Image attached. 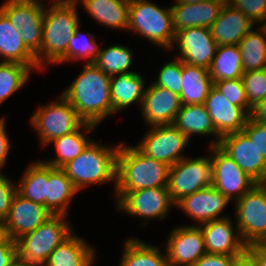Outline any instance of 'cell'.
<instances>
[{"label": "cell", "mask_w": 266, "mask_h": 266, "mask_svg": "<svg viewBox=\"0 0 266 266\" xmlns=\"http://www.w3.org/2000/svg\"><path fill=\"white\" fill-rule=\"evenodd\" d=\"M31 72L24 64L0 62V104L24 87Z\"/></svg>", "instance_id": "8d00e7d4"}, {"label": "cell", "mask_w": 266, "mask_h": 266, "mask_svg": "<svg viewBox=\"0 0 266 266\" xmlns=\"http://www.w3.org/2000/svg\"><path fill=\"white\" fill-rule=\"evenodd\" d=\"M261 27L265 30L266 32V19H265V22L261 25Z\"/></svg>", "instance_id": "6f0895ef"}, {"label": "cell", "mask_w": 266, "mask_h": 266, "mask_svg": "<svg viewBox=\"0 0 266 266\" xmlns=\"http://www.w3.org/2000/svg\"><path fill=\"white\" fill-rule=\"evenodd\" d=\"M182 61L179 58L168 60L159 70L153 84L161 86L178 95L182 88Z\"/></svg>", "instance_id": "ab89813d"}, {"label": "cell", "mask_w": 266, "mask_h": 266, "mask_svg": "<svg viewBox=\"0 0 266 266\" xmlns=\"http://www.w3.org/2000/svg\"><path fill=\"white\" fill-rule=\"evenodd\" d=\"M6 131V118L3 116L0 117V172H2V168L8 160V155L11 149L10 138Z\"/></svg>", "instance_id": "c3c4849f"}, {"label": "cell", "mask_w": 266, "mask_h": 266, "mask_svg": "<svg viewBox=\"0 0 266 266\" xmlns=\"http://www.w3.org/2000/svg\"><path fill=\"white\" fill-rule=\"evenodd\" d=\"M207 0H175L174 3H188V4H194V3H200Z\"/></svg>", "instance_id": "11a10c76"}, {"label": "cell", "mask_w": 266, "mask_h": 266, "mask_svg": "<svg viewBox=\"0 0 266 266\" xmlns=\"http://www.w3.org/2000/svg\"><path fill=\"white\" fill-rule=\"evenodd\" d=\"M247 252L255 260L257 266H266V243L248 245Z\"/></svg>", "instance_id": "681fc988"}, {"label": "cell", "mask_w": 266, "mask_h": 266, "mask_svg": "<svg viewBox=\"0 0 266 266\" xmlns=\"http://www.w3.org/2000/svg\"><path fill=\"white\" fill-rule=\"evenodd\" d=\"M226 0H207L200 3H174L171 5L175 32L190 27L210 28L218 18Z\"/></svg>", "instance_id": "44dd1931"}, {"label": "cell", "mask_w": 266, "mask_h": 266, "mask_svg": "<svg viewBox=\"0 0 266 266\" xmlns=\"http://www.w3.org/2000/svg\"><path fill=\"white\" fill-rule=\"evenodd\" d=\"M133 56V51L129 47L114 44L105 49L100 48L94 64L110 76L134 73L132 70L129 71V68L132 66Z\"/></svg>", "instance_id": "d590c367"}, {"label": "cell", "mask_w": 266, "mask_h": 266, "mask_svg": "<svg viewBox=\"0 0 266 266\" xmlns=\"http://www.w3.org/2000/svg\"><path fill=\"white\" fill-rule=\"evenodd\" d=\"M233 8L243 12L257 27L266 19V0H226Z\"/></svg>", "instance_id": "b9f144b4"}, {"label": "cell", "mask_w": 266, "mask_h": 266, "mask_svg": "<svg viewBox=\"0 0 266 266\" xmlns=\"http://www.w3.org/2000/svg\"><path fill=\"white\" fill-rule=\"evenodd\" d=\"M230 200L212 185L180 199L175 206L195 220L196 226L229 216L221 215ZM221 213V214H220ZM221 215V216H220Z\"/></svg>", "instance_id": "ac0fdd59"}, {"label": "cell", "mask_w": 266, "mask_h": 266, "mask_svg": "<svg viewBox=\"0 0 266 266\" xmlns=\"http://www.w3.org/2000/svg\"><path fill=\"white\" fill-rule=\"evenodd\" d=\"M117 211H123L141 220L166 218L170 207L175 205L167 187L115 191Z\"/></svg>", "instance_id": "30bf717a"}, {"label": "cell", "mask_w": 266, "mask_h": 266, "mask_svg": "<svg viewBox=\"0 0 266 266\" xmlns=\"http://www.w3.org/2000/svg\"><path fill=\"white\" fill-rule=\"evenodd\" d=\"M66 215H52L34 231L17 239L18 258L33 266H43L49 255L74 231Z\"/></svg>", "instance_id": "8992f818"}, {"label": "cell", "mask_w": 266, "mask_h": 266, "mask_svg": "<svg viewBox=\"0 0 266 266\" xmlns=\"http://www.w3.org/2000/svg\"><path fill=\"white\" fill-rule=\"evenodd\" d=\"M120 143L108 147L92 140L76 158L67 162L61 169L80 192L89 185L113 181L116 188L117 153Z\"/></svg>", "instance_id": "277c9868"}, {"label": "cell", "mask_w": 266, "mask_h": 266, "mask_svg": "<svg viewBox=\"0 0 266 266\" xmlns=\"http://www.w3.org/2000/svg\"><path fill=\"white\" fill-rule=\"evenodd\" d=\"M15 184L19 195L47 208L48 164L43 160L28 165L20 181Z\"/></svg>", "instance_id": "4dcf8cb0"}, {"label": "cell", "mask_w": 266, "mask_h": 266, "mask_svg": "<svg viewBox=\"0 0 266 266\" xmlns=\"http://www.w3.org/2000/svg\"><path fill=\"white\" fill-rule=\"evenodd\" d=\"M181 105L204 104L214 86L207 68L182 62Z\"/></svg>", "instance_id": "4316f807"}, {"label": "cell", "mask_w": 266, "mask_h": 266, "mask_svg": "<svg viewBox=\"0 0 266 266\" xmlns=\"http://www.w3.org/2000/svg\"><path fill=\"white\" fill-rule=\"evenodd\" d=\"M86 34V35H85ZM100 52V45L97 44L95 35L92 33L80 32V25L69 40L66 52V62L77 59H87V63H94Z\"/></svg>", "instance_id": "74e56055"}, {"label": "cell", "mask_w": 266, "mask_h": 266, "mask_svg": "<svg viewBox=\"0 0 266 266\" xmlns=\"http://www.w3.org/2000/svg\"><path fill=\"white\" fill-rule=\"evenodd\" d=\"M204 105L221 137L242 131L251 117L244 107L231 104L214 86L210 89Z\"/></svg>", "instance_id": "d6986e66"}, {"label": "cell", "mask_w": 266, "mask_h": 266, "mask_svg": "<svg viewBox=\"0 0 266 266\" xmlns=\"http://www.w3.org/2000/svg\"><path fill=\"white\" fill-rule=\"evenodd\" d=\"M178 47L177 56L183 63H189L209 69L214 59L217 43L210 29L205 27H190L175 33L171 49Z\"/></svg>", "instance_id": "4fadbf2b"}, {"label": "cell", "mask_w": 266, "mask_h": 266, "mask_svg": "<svg viewBox=\"0 0 266 266\" xmlns=\"http://www.w3.org/2000/svg\"><path fill=\"white\" fill-rule=\"evenodd\" d=\"M145 80L139 73H123L111 76L110 92L112 114L124 110L133 103H143Z\"/></svg>", "instance_id": "484cf974"}, {"label": "cell", "mask_w": 266, "mask_h": 266, "mask_svg": "<svg viewBox=\"0 0 266 266\" xmlns=\"http://www.w3.org/2000/svg\"><path fill=\"white\" fill-rule=\"evenodd\" d=\"M180 132L185 134L189 140L194 135L215 136V140L209 146L219 144L221 136L216 132L212 119L204 104L181 105L173 123Z\"/></svg>", "instance_id": "d4e9b609"}, {"label": "cell", "mask_w": 266, "mask_h": 266, "mask_svg": "<svg viewBox=\"0 0 266 266\" xmlns=\"http://www.w3.org/2000/svg\"><path fill=\"white\" fill-rule=\"evenodd\" d=\"M213 160L211 155L198 158L184 157L169 169L167 188L176 204L185 196L212 185Z\"/></svg>", "instance_id": "9c48e42d"}, {"label": "cell", "mask_w": 266, "mask_h": 266, "mask_svg": "<svg viewBox=\"0 0 266 266\" xmlns=\"http://www.w3.org/2000/svg\"><path fill=\"white\" fill-rule=\"evenodd\" d=\"M241 79L248 104L254 107L266 97V68L245 72Z\"/></svg>", "instance_id": "f35d334b"}, {"label": "cell", "mask_w": 266, "mask_h": 266, "mask_svg": "<svg viewBox=\"0 0 266 266\" xmlns=\"http://www.w3.org/2000/svg\"><path fill=\"white\" fill-rule=\"evenodd\" d=\"M96 126L97 125L85 122L78 130L54 139L50 144L54 143L57 155L55 158L49 159V161H43L54 168H61L83 152L92 141L91 138L89 139L87 137V134H90ZM81 130H83L84 133Z\"/></svg>", "instance_id": "f546056e"}, {"label": "cell", "mask_w": 266, "mask_h": 266, "mask_svg": "<svg viewBox=\"0 0 266 266\" xmlns=\"http://www.w3.org/2000/svg\"><path fill=\"white\" fill-rule=\"evenodd\" d=\"M189 142L174 124H165L149 126L136 146L147 156L171 167L186 157L183 150Z\"/></svg>", "instance_id": "8fae6325"}, {"label": "cell", "mask_w": 266, "mask_h": 266, "mask_svg": "<svg viewBox=\"0 0 266 266\" xmlns=\"http://www.w3.org/2000/svg\"><path fill=\"white\" fill-rule=\"evenodd\" d=\"M243 131L249 136L251 141L256 145L259 152L266 161V125L254 121L251 117Z\"/></svg>", "instance_id": "ee69618b"}, {"label": "cell", "mask_w": 266, "mask_h": 266, "mask_svg": "<svg viewBox=\"0 0 266 266\" xmlns=\"http://www.w3.org/2000/svg\"><path fill=\"white\" fill-rule=\"evenodd\" d=\"M39 1L43 4V0H39ZM79 1L80 0H51L50 1L51 4H47V5H79Z\"/></svg>", "instance_id": "f5cc1de1"}, {"label": "cell", "mask_w": 266, "mask_h": 266, "mask_svg": "<svg viewBox=\"0 0 266 266\" xmlns=\"http://www.w3.org/2000/svg\"><path fill=\"white\" fill-rule=\"evenodd\" d=\"M130 30L159 48L171 49L176 33L171 7L160 8L149 0H130L127 31Z\"/></svg>", "instance_id": "5b68a950"}, {"label": "cell", "mask_w": 266, "mask_h": 266, "mask_svg": "<svg viewBox=\"0 0 266 266\" xmlns=\"http://www.w3.org/2000/svg\"><path fill=\"white\" fill-rule=\"evenodd\" d=\"M251 118L266 125V97L252 107Z\"/></svg>", "instance_id": "f907efd6"}, {"label": "cell", "mask_w": 266, "mask_h": 266, "mask_svg": "<svg viewBox=\"0 0 266 266\" xmlns=\"http://www.w3.org/2000/svg\"><path fill=\"white\" fill-rule=\"evenodd\" d=\"M111 76L94 63H86L80 74L61 92L87 123L100 124L112 115Z\"/></svg>", "instance_id": "6da1fadb"}, {"label": "cell", "mask_w": 266, "mask_h": 266, "mask_svg": "<svg viewBox=\"0 0 266 266\" xmlns=\"http://www.w3.org/2000/svg\"><path fill=\"white\" fill-rule=\"evenodd\" d=\"M90 17L113 29H128L130 0H80Z\"/></svg>", "instance_id": "83f0119b"}, {"label": "cell", "mask_w": 266, "mask_h": 266, "mask_svg": "<svg viewBox=\"0 0 266 266\" xmlns=\"http://www.w3.org/2000/svg\"><path fill=\"white\" fill-rule=\"evenodd\" d=\"M233 266H257V264L252 256L246 252L235 260Z\"/></svg>", "instance_id": "816d5d0a"}, {"label": "cell", "mask_w": 266, "mask_h": 266, "mask_svg": "<svg viewBox=\"0 0 266 266\" xmlns=\"http://www.w3.org/2000/svg\"><path fill=\"white\" fill-rule=\"evenodd\" d=\"M0 62L20 63L32 71L40 68L35 54L24 44L20 30L15 28L9 19L0 11Z\"/></svg>", "instance_id": "603a6c76"}, {"label": "cell", "mask_w": 266, "mask_h": 266, "mask_svg": "<svg viewBox=\"0 0 266 266\" xmlns=\"http://www.w3.org/2000/svg\"><path fill=\"white\" fill-rule=\"evenodd\" d=\"M213 83L214 87L223 94L225 98L230 100L231 104L238 107H244L251 114L252 107L248 104L241 78L221 80Z\"/></svg>", "instance_id": "60d3db41"}, {"label": "cell", "mask_w": 266, "mask_h": 266, "mask_svg": "<svg viewBox=\"0 0 266 266\" xmlns=\"http://www.w3.org/2000/svg\"><path fill=\"white\" fill-rule=\"evenodd\" d=\"M243 72L266 68V32L253 27L238 43Z\"/></svg>", "instance_id": "d6a6232c"}, {"label": "cell", "mask_w": 266, "mask_h": 266, "mask_svg": "<svg viewBox=\"0 0 266 266\" xmlns=\"http://www.w3.org/2000/svg\"><path fill=\"white\" fill-rule=\"evenodd\" d=\"M180 108L178 94L151 83L145 89L140 110L145 123L154 126L173 124Z\"/></svg>", "instance_id": "ffe728a7"}, {"label": "cell", "mask_w": 266, "mask_h": 266, "mask_svg": "<svg viewBox=\"0 0 266 266\" xmlns=\"http://www.w3.org/2000/svg\"><path fill=\"white\" fill-rule=\"evenodd\" d=\"M254 26L243 12L225 2L218 18L209 29L217 45L224 46L238 45Z\"/></svg>", "instance_id": "7402d4cb"}, {"label": "cell", "mask_w": 266, "mask_h": 266, "mask_svg": "<svg viewBox=\"0 0 266 266\" xmlns=\"http://www.w3.org/2000/svg\"><path fill=\"white\" fill-rule=\"evenodd\" d=\"M45 4L39 0H7L0 11L20 30L28 26H43Z\"/></svg>", "instance_id": "1f68e13d"}, {"label": "cell", "mask_w": 266, "mask_h": 266, "mask_svg": "<svg viewBox=\"0 0 266 266\" xmlns=\"http://www.w3.org/2000/svg\"><path fill=\"white\" fill-rule=\"evenodd\" d=\"M10 266H33L30 264L25 263L24 261H21L19 258L13 262Z\"/></svg>", "instance_id": "9f6ffc18"}, {"label": "cell", "mask_w": 266, "mask_h": 266, "mask_svg": "<svg viewBox=\"0 0 266 266\" xmlns=\"http://www.w3.org/2000/svg\"><path fill=\"white\" fill-rule=\"evenodd\" d=\"M16 192V185L0 172V220L7 218Z\"/></svg>", "instance_id": "7bdbcfd3"}, {"label": "cell", "mask_w": 266, "mask_h": 266, "mask_svg": "<svg viewBox=\"0 0 266 266\" xmlns=\"http://www.w3.org/2000/svg\"><path fill=\"white\" fill-rule=\"evenodd\" d=\"M78 193L61 168L48 165L47 209L52 215H68L72 198Z\"/></svg>", "instance_id": "f1b7e54d"}, {"label": "cell", "mask_w": 266, "mask_h": 266, "mask_svg": "<svg viewBox=\"0 0 266 266\" xmlns=\"http://www.w3.org/2000/svg\"><path fill=\"white\" fill-rule=\"evenodd\" d=\"M218 146L257 183H266V161L243 130L222 136Z\"/></svg>", "instance_id": "5bb4252c"}, {"label": "cell", "mask_w": 266, "mask_h": 266, "mask_svg": "<svg viewBox=\"0 0 266 266\" xmlns=\"http://www.w3.org/2000/svg\"><path fill=\"white\" fill-rule=\"evenodd\" d=\"M18 259L16 242L7 237L0 243V266H10Z\"/></svg>", "instance_id": "7dc6e473"}, {"label": "cell", "mask_w": 266, "mask_h": 266, "mask_svg": "<svg viewBox=\"0 0 266 266\" xmlns=\"http://www.w3.org/2000/svg\"><path fill=\"white\" fill-rule=\"evenodd\" d=\"M95 248L75 231L49 255L43 266H93Z\"/></svg>", "instance_id": "cb8c5ba5"}, {"label": "cell", "mask_w": 266, "mask_h": 266, "mask_svg": "<svg viewBox=\"0 0 266 266\" xmlns=\"http://www.w3.org/2000/svg\"><path fill=\"white\" fill-rule=\"evenodd\" d=\"M235 203V220L244 243H266V183H257Z\"/></svg>", "instance_id": "ba28073f"}, {"label": "cell", "mask_w": 266, "mask_h": 266, "mask_svg": "<svg viewBox=\"0 0 266 266\" xmlns=\"http://www.w3.org/2000/svg\"><path fill=\"white\" fill-rule=\"evenodd\" d=\"M51 216L52 213L45 206L25 199L16 192L4 220L7 237L16 241L34 231Z\"/></svg>", "instance_id": "e0dca14e"}, {"label": "cell", "mask_w": 266, "mask_h": 266, "mask_svg": "<svg viewBox=\"0 0 266 266\" xmlns=\"http://www.w3.org/2000/svg\"><path fill=\"white\" fill-rule=\"evenodd\" d=\"M232 222L229 216L199 225L207 253L242 256L247 252V245L241 238L238 226Z\"/></svg>", "instance_id": "2e32d148"}, {"label": "cell", "mask_w": 266, "mask_h": 266, "mask_svg": "<svg viewBox=\"0 0 266 266\" xmlns=\"http://www.w3.org/2000/svg\"><path fill=\"white\" fill-rule=\"evenodd\" d=\"M209 147L214 171L212 186L230 201L235 200L236 202L257 182L246 174L218 145Z\"/></svg>", "instance_id": "7c38bea8"}, {"label": "cell", "mask_w": 266, "mask_h": 266, "mask_svg": "<svg viewBox=\"0 0 266 266\" xmlns=\"http://www.w3.org/2000/svg\"><path fill=\"white\" fill-rule=\"evenodd\" d=\"M119 266H169L167 255L159 246L149 245L138 238L128 239L124 245Z\"/></svg>", "instance_id": "836d02e7"}, {"label": "cell", "mask_w": 266, "mask_h": 266, "mask_svg": "<svg viewBox=\"0 0 266 266\" xmlns=\"http://www.w3.org/2000/svg\"><path fill=\"white\" fill-rule=\"evenodd\" d=\"M208 70L213 82L242 78L244 72L238 45L218 46Z\"/></svg>", "instance_id": "e575fe53"}, {"label": "cell", "mask_w": 266, "mask_h": 266, "mask_svg": "<svg viewBox=\"0 0 266 266\" xmlns=\"http://www.w3.org/2000/svg\"><path fill=\"white\" fill-rule=\"evenodd\" d=\"M7 238V233L5 229V223L0 220V243H2Z\"/></svg>", "instance_id": "db71d44e"}, {"label": "cell", "mask_w": 266, "mask_h": 266, "mask_svg": "<svg viewBox=\"0 0 266 266\" xmlns=\"http://www.w3.org/2000/svg\"><path fill=\"white\" fill-rule=\"evenodd\" d=\"M46 6L42 45L35 55L37 65L41 70L45 69V64L59 65L66 62L69 40L80 23L78 5Z\"/></svg>", "instance_id": "3957f363"}, {"label": "cell", "mask_w": 266, "mask_h": 266, "mask_svg": "<svg viewBox=\"0 0 266 266\" xmlns=\"http://www.w3.org/2000/svg\"><path fill=\"white\" fill-rule=\"evenodd\" d=\"M24 44L36 55L42 45L43 26H28L20 29Z\"/></svg>", "instance_id": "f6af8a7d"}, {"label": "cell", "mask_w": 266, "mask_h": 266, "mask_svg": "<svg viewBox=\"0 0 266 266\" xmlns=\"http://www.w3.org/2000/svg\"><path fill=\"white\" fill-rule=\"evenodd\" d=\"M84 123L62 94L50 104L39 106L30 117V124L35 132L37 131L40 143L44 146L56 138L78 130Z\"/></svg>", "instance_id": "52a82bcc"}, {"label": "cell", "mask_w": 266, "mask_h": 266, "mask_svg": "<svg viewBox=\"0 0 266 266\" xmlns=\"http://www.w3.org/2000/svg\"><path fill=\"white\" fill-rule=\"evenodd\" d=\"M170 166L144 154L136 145L120 143L115 191L167 187Z\"/></svg>", "instance_id": "7a4b0ae2"}, {"label": "cell", "mask_w": 266, "mask_h": 266, "mask_svg": "<svg viewBox=\"0 0 266 266\" xmlns=\"http://www.w3.org/2000/svg\"><path fill=\"white\" fill-rule=\"evenodd\" d=\"M166 245L169 266H192L207 253L202 230L193 224L175 227Z\"/></svg>", "instance_id": "9a60e30c"}, {"label": "cell", "mask_w": 266, "mask_h": 266, "mask_svg": "<svg viewBox=\"0 0 266 266\" xmlns=\"http://www.w3.org/2000/svg\"><path fill=\"white\" fill-rule=\"evenodd\" d=\"M238 257L240 256L206 253L192 266H233Z\"/></svg>", "instance_id": "bcb514c9"}]
</instances>
